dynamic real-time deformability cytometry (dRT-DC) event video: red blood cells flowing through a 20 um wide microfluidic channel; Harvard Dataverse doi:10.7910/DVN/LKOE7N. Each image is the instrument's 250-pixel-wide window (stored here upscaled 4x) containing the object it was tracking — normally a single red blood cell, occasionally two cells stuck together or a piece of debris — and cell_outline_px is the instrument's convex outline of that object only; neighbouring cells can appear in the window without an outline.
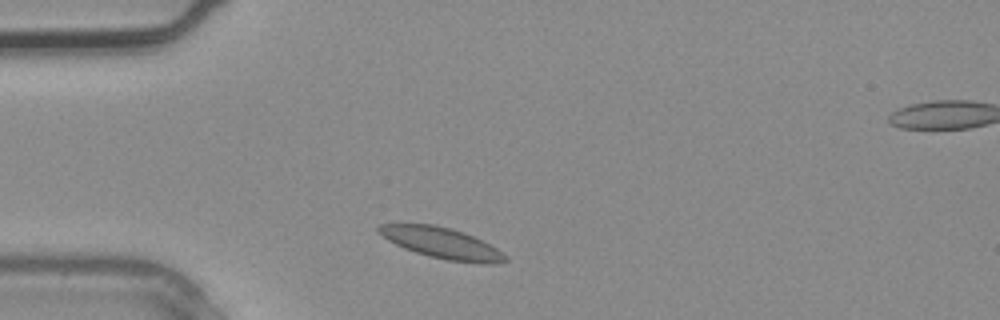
{"species": "common noctule bat (a hibernating species)", "species_latin": "Nyctalus noctula", "temperature_condition": "warm", "stored_images_in_passage": 2, "segment_of_instrument_passage": [1, 2], "camera_frame_rate_fps": 3000, "um_per_image_px": 0.085, "animal": {"sex": "male", "body_mass_g": 20.4}, "frame": {"image": 1, "passage_image": 1, "time_ms": 0.0, "image_size_px": [1000, 320], "cell_outline_px": [[508, 260], [492, 264], [484, 264], [448, 260], [428, 256], [404, 248], [388, 240], [376, 232], [376, 228], [380, 224], [432, 224], [452, 228], [464, 232], [496, 248], [508, 256]], "centroid_in_image_um": [37.53, 20.65], "position_along_channel_um": 47.5, "area_um2": 22.72}}